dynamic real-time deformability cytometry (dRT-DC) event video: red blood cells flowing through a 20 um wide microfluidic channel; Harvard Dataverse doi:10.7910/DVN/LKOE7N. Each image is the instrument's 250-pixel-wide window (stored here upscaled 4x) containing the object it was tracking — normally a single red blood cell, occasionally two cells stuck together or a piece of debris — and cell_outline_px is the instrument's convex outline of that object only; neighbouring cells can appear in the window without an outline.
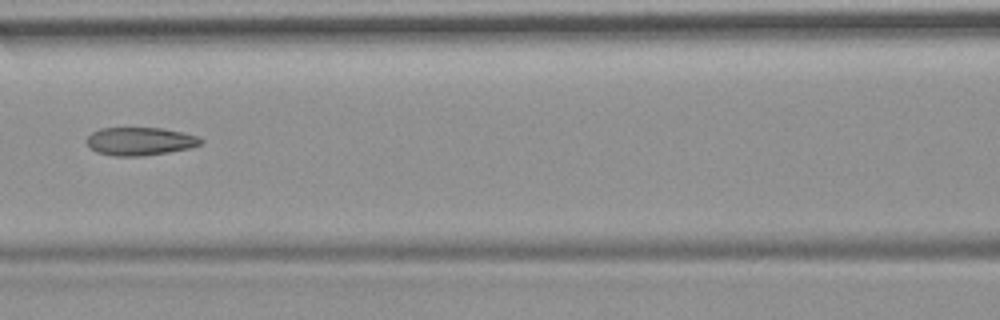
{"species": "common noctule bat (a hibernating species)", "species_latin": "Nyctalus noctula", "temperature_condition": "room temperature", "stored_images_in_passage": 10, "camera_frame_rate_fps": 3000, "um_per_image_px": 0.085, "animal": {"sex": "female", "body_mass_g": 19.9}, "frame": {"image": 1, "passage_image": 7, "time_ms": 8.0, "image_size_px": [1000, 320], "cell_outline_px": [[204, 140], [200, 144], [188, 148], [168, 152], [140, 156], [112, 156], [96, 152], [88, 148], [84, 140], [92, 132], [100, 128], [164, 128], [184, 132], [200, 136]], "centroid_in_image_um": [11.86, 12.0], "position_along_channel_um": 154.7, "area_um2": 18.96}}